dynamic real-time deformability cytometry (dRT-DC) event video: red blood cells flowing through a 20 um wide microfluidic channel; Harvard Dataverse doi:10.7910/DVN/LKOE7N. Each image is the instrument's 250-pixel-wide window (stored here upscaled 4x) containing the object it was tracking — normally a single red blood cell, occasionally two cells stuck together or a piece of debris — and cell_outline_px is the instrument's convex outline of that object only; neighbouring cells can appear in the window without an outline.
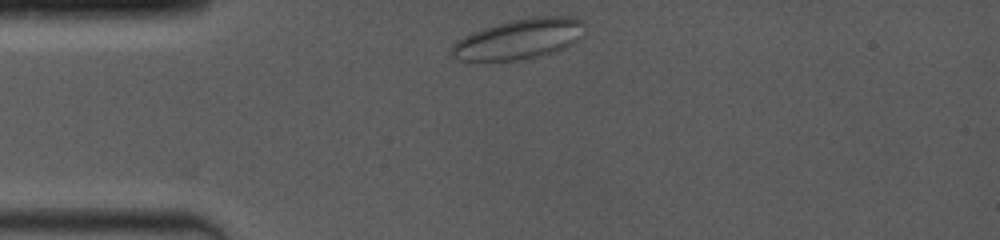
{"species": "common noctule bat (a hibernating species)", "species_latin": "Nyctalus noctula", "temperature_condition": "room temperature", "stored_images_in_passage": 46, "camera_frame_rate_fps": 4000, "um_per_image_px": 0.085, "animal": {"sex": "female", "body_mass_g": 19.0, "forearm_length_mm": 53.3}, "frame": {"image": 1, "passage_image": 1, "time_ms": 0.0, "image_size_px": [1000, 240], "cell_outline_px": [[584, 36], [572, 44], [564, 48], [552, 52], [524, 60], [460, 60], [448, 52], [452, 44], [456, 40], [472, 32], [484, 28], [512, 20], [536, 16], [576, 16], [584, 20]], "centroid_in_image_um": [44.17, 3.3], "position_along_channel_um": 40.8, "area_um2": 31.39}}
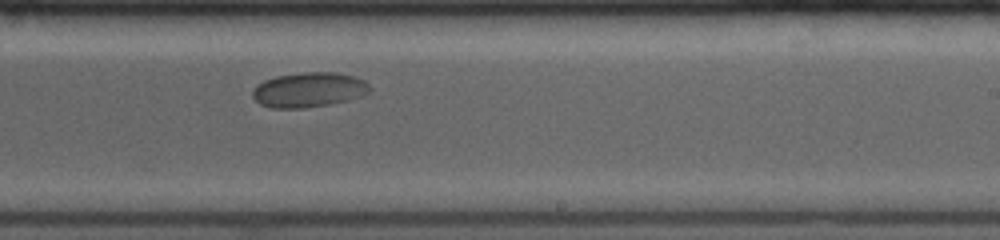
{"frame": {"image": 2, "passage_image": 27, "time_ms": 6.5, "image_size_px": [1000, 240], "cell_outline_px": [[372, 88], [368, 92], [360, 96], [348, 100], [332, 104], [304, 108], [272, 108], [260, 104], [252, 96], [252, 92], [264, 80], [276, 76], [300, 72], [332, 72], [352, 76], [364, 80]], "centroid_in_image_um": [26.26, 7.64], "position_along_channel_um": 262.7, "area_um2": 23.7}}
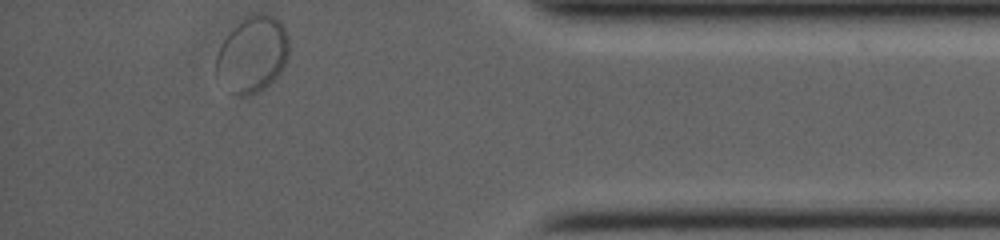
{"frame": {"image": 3, "passage_image": 45, "time_ms": 11.0, "image_size_px": [1000, 240], "cell_outline_px": [[288, 56], [280, 72], [264, 88], [248, 96], [240, 96], [232, 92], [216, 76], [216, 56], [220, 44], [232, 28], [244, 16], [256, 12], [260, 12], [272, 16], [280, 20], [288, 36]], "centroid_in_image_um": [21.44, 4.58], "position_along_channel_um": 413.8, "area_um2": 32.37}}